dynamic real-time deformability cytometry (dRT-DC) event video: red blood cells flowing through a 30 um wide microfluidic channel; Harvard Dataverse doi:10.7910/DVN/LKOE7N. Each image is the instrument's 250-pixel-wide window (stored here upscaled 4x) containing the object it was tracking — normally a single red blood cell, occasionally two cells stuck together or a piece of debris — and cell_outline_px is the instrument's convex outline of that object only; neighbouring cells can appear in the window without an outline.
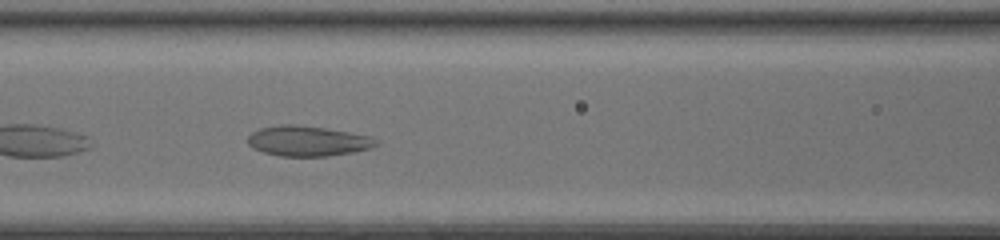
{"species": "common noctule bat (a hibernating species)", "species_latin": "Nyctalus noctula", "temperature_condition": "room temperature", "stored_images_in_passage": 16, "camera_frame_rate_fps": 3000, "um_per_image_px": 0.085, "animal": {"sex": "female", "body_mass_g": 20.0, "forearm_length_mm": 54.0}, "frame": {"image": 1, "passage_image": 7, "time_ms": 2.0, "image_size_px": [1000, 240], "cell_outline_px": [[380, 144], [368, 148], [352, 152], [328, 156], [280, 156], [264, 152], [252, 148], [248, 144], [248, 136], [252, 132], [260, 128], [280, 124], [296, 124], [324, 128], [348, 132], [368, 136], [376, 140]], "centroid_in_image_um": [26.11, 11.98], "position_along_channel_um": 140.5, "area_um2": 22.43}}
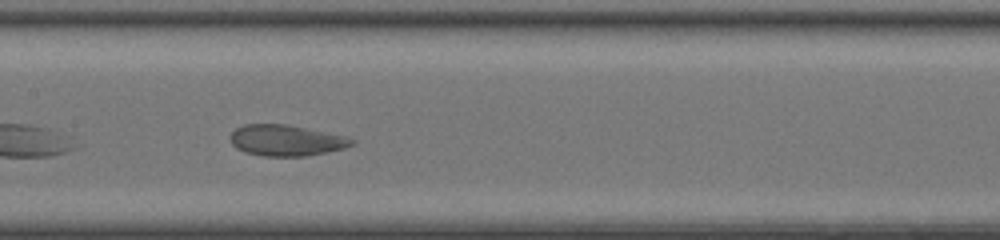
{"frame": {"image": 2, "passage_image": 10, "time_ms": 3.0, "image_size_px": [1000, 240], "cell_outline_px": [[356, 144], [344, 148], [328, 152], [304, 156], [264, 156], [244, 152], [236, 148], [232, 144], [232, 132], [236, 128], [244, 124], [284, 124], [348, 136], [356, 140]], "centroid_in_image_um": [24.37, 11.94], "position_along_channel_um": 183.0, "area_um2": 21.96}}